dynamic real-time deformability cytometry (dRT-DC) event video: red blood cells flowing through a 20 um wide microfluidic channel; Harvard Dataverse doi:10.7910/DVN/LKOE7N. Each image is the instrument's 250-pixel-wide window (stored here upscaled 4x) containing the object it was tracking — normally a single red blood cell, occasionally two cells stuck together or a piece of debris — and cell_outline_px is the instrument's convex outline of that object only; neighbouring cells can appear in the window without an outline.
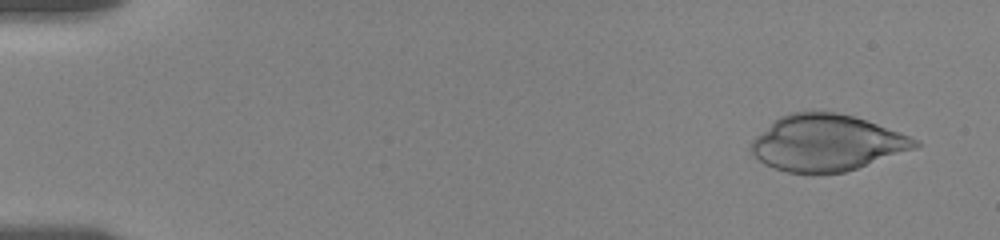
{"species": "human", "species_latin": "Homo sapiens", "temperature_condition": "room temperature", "stored_images_in_passage": 14, "camera_frame_rate_fps": 3000, "um_per_image_px": 0.085, "donor": {"sex": "female"}, "frame": {"image": 1, "passage_image": 2, "time_ms": 0.667, "image_size_px": [1000, 240], "cell_outline_px": [[920, 144], [916, 148], [844, 172], [820, 176], [812, 176], [788, 172], [764, 164], [748, 148], [752, 140], [756, 136], [780, 116], [792, 112], [836, 112], [852, 116], [876, 124], [920, 140]], "centroid_in_image_um": [70.24, 12.18], "position_along_channel_um": 14.8, "area_um2": 53.7}}
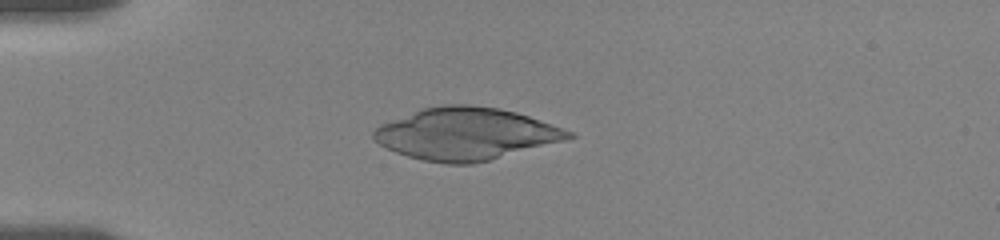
{"frame": {"image": 2, "passage_image": 10, "time_ms": 4.333, "image_size_px": [1000, 240], "cell_outline_px": [[576, 136], [564, 140], [488, 160], [472, 164], [444, 164], [420, 160], [396, 152], [380, 144], [372, 136], [372, 132], [380, 124], [420, 108], [444, 104], [468, 104], [500, 108], [516, 112], [528, 116], [572, 132]], "centroid_in_image_um": [39.54, 11.36], "position_along_channel_um": 45.5, "area_um2": 58.84}}